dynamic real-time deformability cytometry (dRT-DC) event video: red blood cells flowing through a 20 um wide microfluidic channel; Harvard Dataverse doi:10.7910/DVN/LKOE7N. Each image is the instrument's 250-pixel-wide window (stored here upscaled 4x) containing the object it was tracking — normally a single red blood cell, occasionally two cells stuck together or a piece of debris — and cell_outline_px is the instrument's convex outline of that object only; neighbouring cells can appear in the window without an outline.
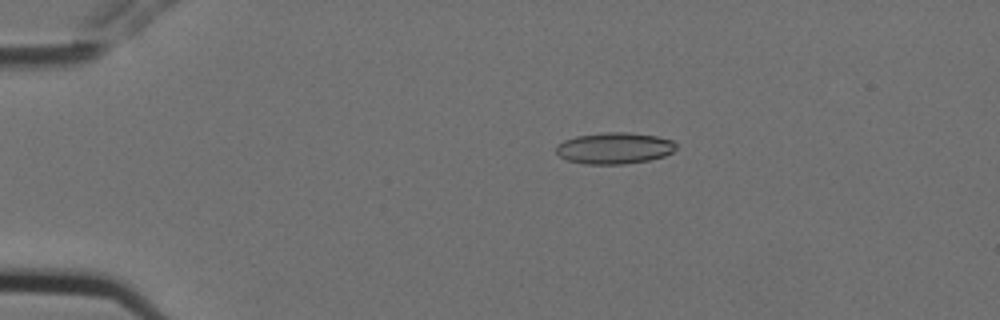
{"species": "Egyptian fruit bat (a non-hibernating species)", "species_latin": "Rousettus aegyptiacus", "temperature_condition": "cold", "stored_images_in_passage": 6, "camera_frame_rate_fps": 3000, "um_per_image_px": 0.085, "animal": {"sex": "female"}, "frame": {"image": 1, "passage_image": 3, "time_ms": 0.667, "image_size_px": [1000, 320], "cell_outline_px": [[676, 148], [672, 152], [664, 156], [648, 160], [624, 164], [584, 164], [568, 160], [560, 156], [556, 152], [556, 144], [564, 140], [576, 136], [604, 132], [628, 132], [656, 136], [672, 140], [676, 144]], "centroid_in_image_um": [52.21, 12.59], "position_along_channel_um": 32.8, "area_um2": 21.96}}
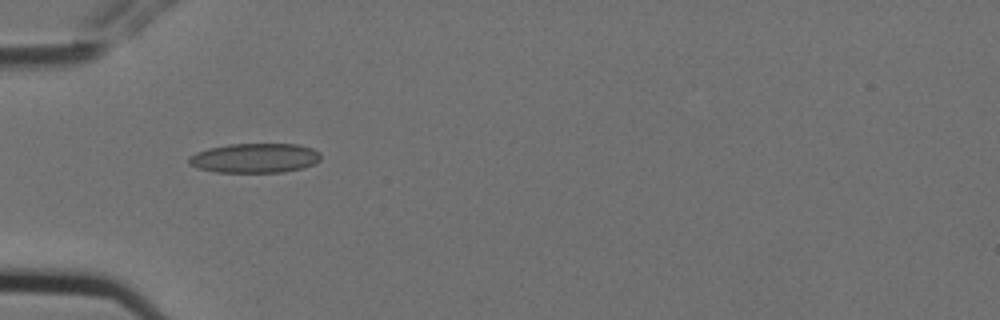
{"frame": {"image": 2, "passage_image": 5, "time_ms": 1.333, "image_size_px": [1000, 320], "cell_outline_px": [[320, 160], [304, 168], [284, 172], [216, 172], [196, 168], [188, 164], [188, 156], [196, 152], [208, 148], [228, 144], [300, 144], [312, 148], [320, 152]], "centroid_in_image_um": [21.64, 13.43], "position_along_channel_um": 63.4, "area_um2": 22.95}}
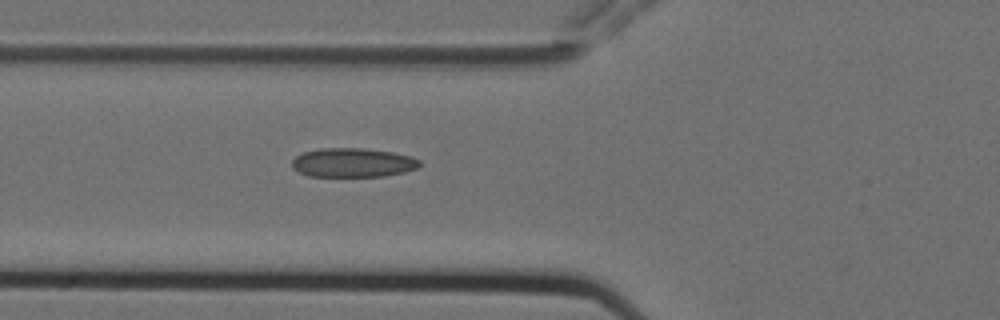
{"frame": {"image": 3, "passage_image": 6, "time_ms": 1.667, "image_size_px": [1000, 320], "cell_outline_px": [[420, 164], [416, 168], [404, 172], [384, 176], [308, 176], [292, 168], [292, 160], [296, 156], [304, 152], [320, 148], [360, 148], [392, 152], [412, 156], [420, 160]], "centroid_in_image_um": [29.98, 13.82], "position_along_channel_um": 95.8, "area_um2": 21.56}}